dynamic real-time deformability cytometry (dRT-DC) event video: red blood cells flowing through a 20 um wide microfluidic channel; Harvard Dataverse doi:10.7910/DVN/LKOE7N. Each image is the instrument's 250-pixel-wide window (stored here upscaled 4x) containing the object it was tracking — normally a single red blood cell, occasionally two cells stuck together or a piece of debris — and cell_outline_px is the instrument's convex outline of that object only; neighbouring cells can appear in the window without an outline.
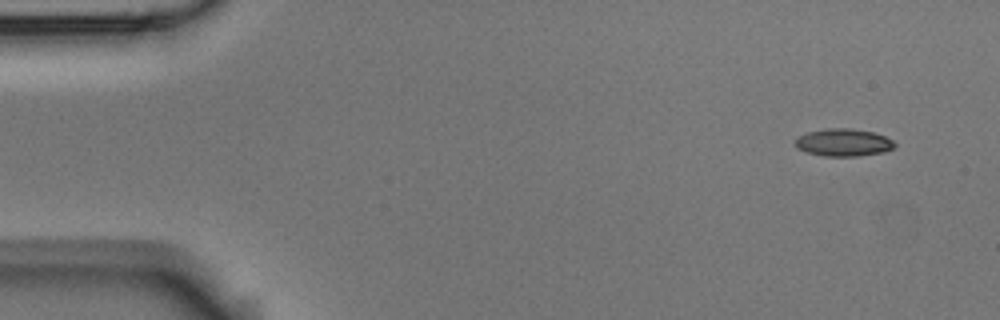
{"species": "Egyptian fruit bat (a non-hibernating species)", "species_latin": "Rousettus aegyptiacus", "temperature_condition": "room temperature", "stored_images_in_passage": 8, "camera_frame_rate_fps": 3000, "um_per_image_px": 0.085, "animal": {"sex": "male"}, "frame": {"image": 1, "passage_image": 1, "time_ms": 0.0, "image_size_px": [1000, 320], "cell_outline_px": [[896, 144], [892, 148], [884, 152], [856, 156], [824, 156], [808, 152], [796, 148], [796, 140], [800, 136], [808, 132], [828, 128], [848, 128], [872, 132], [884, 136], [892, 140]], "centroid_in_image_um": [71.7, 12.11], "position_along_channel_um": 13.3, "area_um2": 15.66}}
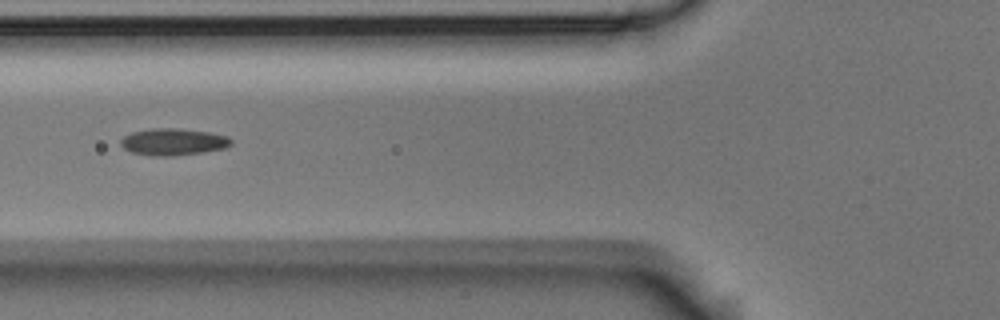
{"frame": {"image": 2, "passage_image": 6, "time_ms": 1.667, "image_size_px": [1000, 320], "cell_outline_px": [[232, 144], [228, 148], [204, 152], [172, 156], [152, 156], [132, 152], [124, 148], [120, 144], [120, 140], [124, 136], [132, 132], [152, 128], [176, 128], [208, 132], [228, 136], [232, 140]], "centroid_in_image_um": [14.75, 12.06], "position_along_channel_um": 111.1, "area_um2": 17.4}}
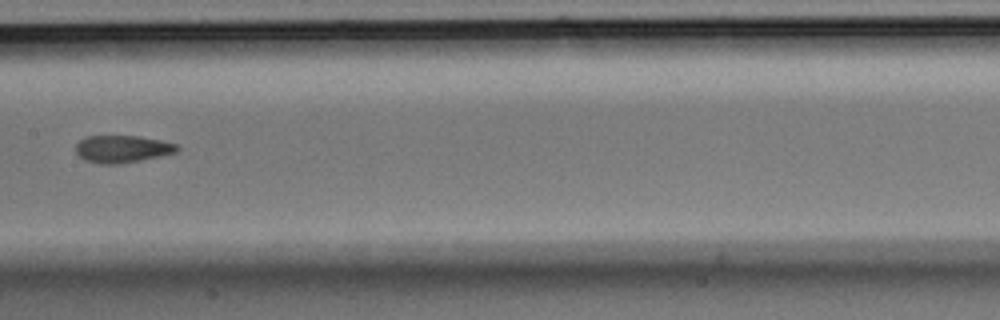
{"frame": {"image": 3, "passage_image": 8, "time_ms": 2.333, "image_size_px": [1000, 320], "cell_outline_px": [[180, 148], [176, 152], [160, 156], [120, 164], [100, 164], [84, 160], [76, 152], [76, 144], [80, 140], [88, 136], [140, 136], [180, 144]], "centroid_in_image_um": [10.42, 12.66], "position_along_channel_um": 197.0, "area_um2": 16.18}}